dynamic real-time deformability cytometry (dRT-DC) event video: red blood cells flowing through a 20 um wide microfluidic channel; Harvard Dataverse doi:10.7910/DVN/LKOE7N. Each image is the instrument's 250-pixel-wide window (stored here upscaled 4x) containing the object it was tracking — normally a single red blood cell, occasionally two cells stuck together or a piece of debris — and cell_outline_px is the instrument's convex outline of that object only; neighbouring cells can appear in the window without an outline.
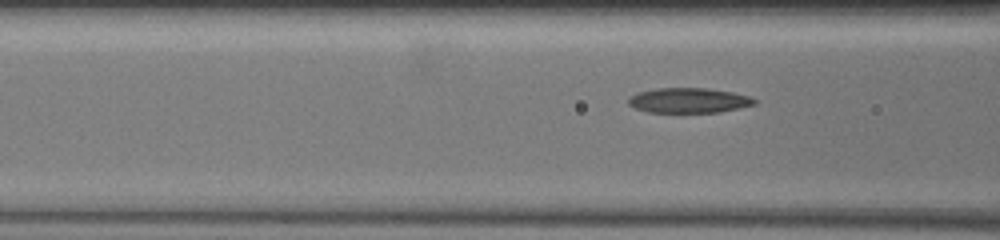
{"species": "common noctule bat (a hibernating species)", "species_latin": "Nyctalus noctula", "temperature_condition": "warm", "stored_images_in_passage": 12, "camera_frame_rate_fps": 3000, "um_per_image_px": 0.085, "animal": {"sex": "female", "body_mass_g": 19.5, "forearm_length_mm": 54.1}, "frame": {"image": 1, "passage_image": 10, "time_ms": 5.0, "image_size_px": [1000, 240], "cell_outline_px": [[756, 104], [720, 112], [648, 112], [636, 108], [628, 104], [628, 96], [636, 92], [656, 88], [704, 88], [732, 92], [748, 96], [756, 100]], "centroid_in_image_um": [58.5, 8.53], "position_along_channel_um": 108.1, "area_um2": 18.32}}